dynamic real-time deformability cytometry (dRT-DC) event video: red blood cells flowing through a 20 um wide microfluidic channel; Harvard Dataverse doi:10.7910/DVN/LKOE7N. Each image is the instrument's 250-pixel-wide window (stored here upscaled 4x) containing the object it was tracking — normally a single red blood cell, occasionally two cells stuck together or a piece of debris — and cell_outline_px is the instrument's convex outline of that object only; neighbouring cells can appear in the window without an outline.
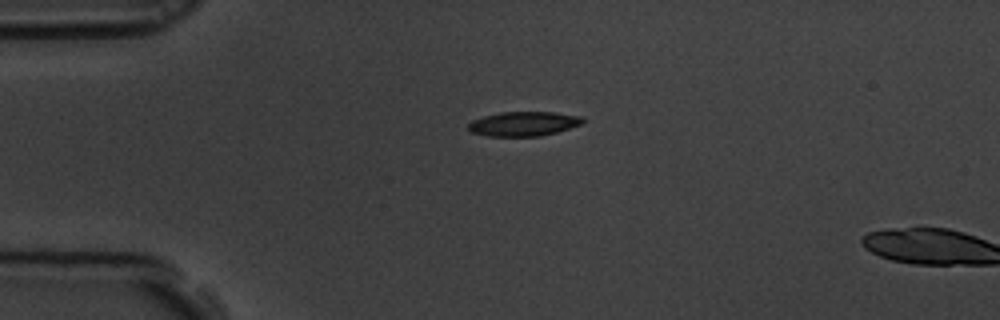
{"species": "common noctule bat (a hibernating species)", "species_latin": "Nyctalus noctula", "temperature_condition": "room temperature", "stored_images_in_passage": 3, "camera_frame_rate_fps": 3000, "um_per_image_px": 0.085, "animal": {"sex": "male", "body_mass_g": 19.5, "forearm_length_mm": 54.6}, "frame": {"image": 1, "passage_image": 1, "time_ms": 0.0, "image_size_px": [1000, 320], "cell_outline_px": [[584, 120], [580, 124], [556, 132], [540, 136], [488, 136], [472, 132], [468, 128], [468, 124], [472, 120], [484, 116], [500, 112], [556, 112], [580, 116]], "centroid_in_image_um": [44.48, 10.51], "position_along_channel_um": 40.5, "area_um2": 16.13}}